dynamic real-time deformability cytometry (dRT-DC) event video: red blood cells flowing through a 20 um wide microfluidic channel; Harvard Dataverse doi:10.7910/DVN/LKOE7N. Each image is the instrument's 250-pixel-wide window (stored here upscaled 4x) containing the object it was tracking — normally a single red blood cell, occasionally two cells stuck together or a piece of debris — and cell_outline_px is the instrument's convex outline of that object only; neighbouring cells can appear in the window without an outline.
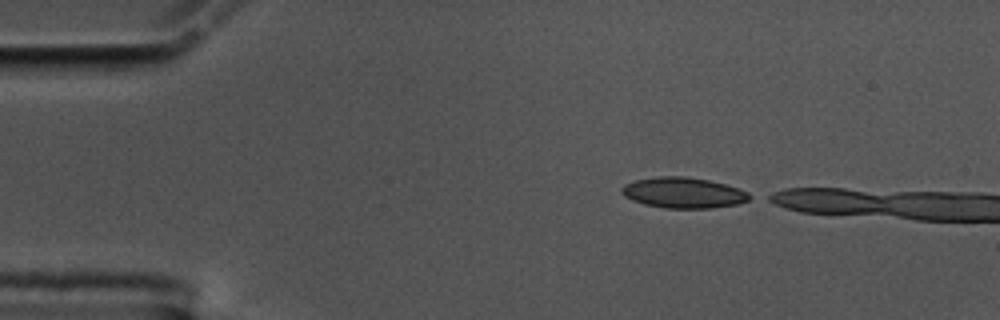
{"species": "common noctule bat (a hibernating species)", "species_latin": "Nyctalus noctula", "temperature_condition": "cold", "stored_images_in_passage": 5, "camera_frame_rate_fps": 3000, "um_per_image_px": 0.085, "animal": {"sex": "male", "body_mass_g": 17.5, "forearm_length_mm": 52.3}, "frame": {"image": 1, "passage_image": 1, "time_ms": 0.0, "image_size_px": [1000, 320], "cell_outline_px": [[756, 196], [748, 200], [736, 204], [712, 208], [664, 208], [644, 204], [632, 200], [624, 196], [620, 192], [620, 188], [624, 184], [636, 180], [660, 176], [684, 176], [708, 180], [724, 184], [748, 192]], "centroid_in_image_um": [58.07, 16.39], "position_along_channel_um": 26.9, "area_um2": 22.89}}